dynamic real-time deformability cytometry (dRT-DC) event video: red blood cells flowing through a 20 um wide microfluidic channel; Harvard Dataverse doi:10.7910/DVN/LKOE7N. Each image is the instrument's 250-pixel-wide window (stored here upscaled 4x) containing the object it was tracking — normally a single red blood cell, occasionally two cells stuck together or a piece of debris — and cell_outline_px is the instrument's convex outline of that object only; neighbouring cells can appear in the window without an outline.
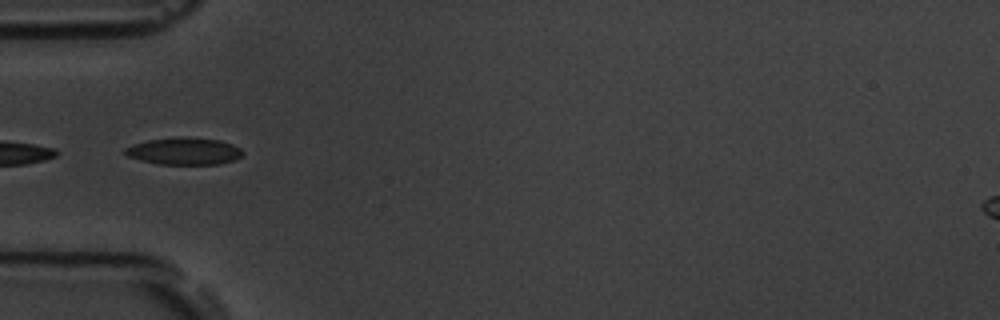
{"species": "common noctule bat (a hibernating species)", "species_latin": "Nyctalus noctula", "temperature_condition": "room temperature", "stored_images_in_passage": 35, "camera_frame_rate_fps": 3000, "um_per_image_px": 0.085, "animal": {"sex": "male", "body_mass_g": 19.5, "forearm_length_mm": 54.6}, "frame": {"image": 1, "passage_image": 1, "time_ms": 0.0, "image_size_px": [1000, 320], "cell_outline_px": [[244, 152], [236, 160], [220, 164], [160, 164], [140, 160], [128, 156], [124, 152], [124, 148], [132, 144], [148, 140], [180, 136], [220, 140], [232, 144], [240, 148]], "centroid_in_image_um": [15.66, 12.84], "position_along_channel_um": 69.3, "area_um2": 18.67}}
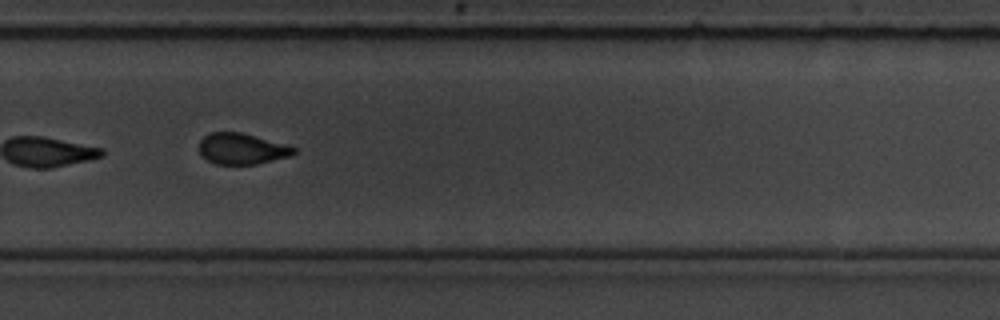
{"frame": {"image": 2, "passage_image": 20, "time_ms": 6.333, "image_size_px": [1000, 320], "cell_outline_px": [[296, 152], [292, 156], [256, 164], [216, 164], [200, 156], [200, 140], [204, 136], [212, 132], [240, 132], [284, 144], [296, 148]], "centroid_in_image_um": [20.55, 12.65], "position_along_channel_um": 309.3, "area_um2": 16.99}, "authors_computed_cell_mechanics": {"area_um2": 18.5538, "velocity_mm_per_s": 3.7935, "shape_relaxation_time_tau1_ms": 4.9453, "shape_relaxation_time_tau2_ms": 1.4401, "deformation_change_tau1": 0.1224, "deformation_change_tau2": 0.0765}}